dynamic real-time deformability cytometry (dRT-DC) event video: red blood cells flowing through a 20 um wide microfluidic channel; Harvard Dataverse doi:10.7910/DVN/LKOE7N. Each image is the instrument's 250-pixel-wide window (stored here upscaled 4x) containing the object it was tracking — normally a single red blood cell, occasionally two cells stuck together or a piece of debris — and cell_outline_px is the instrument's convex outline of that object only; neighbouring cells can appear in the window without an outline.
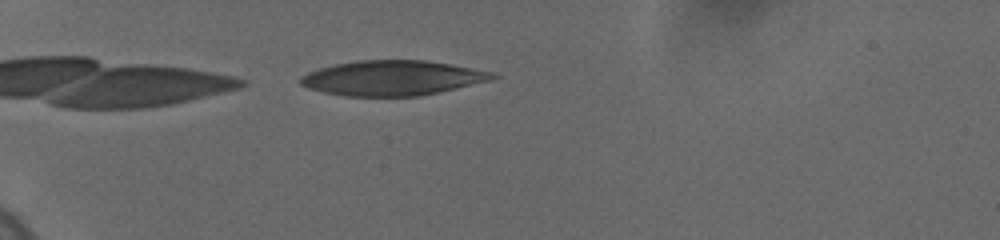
{"species": "human", "species_latin": "Homo sapiens", "temperature_condition": "cold", "stored_images_in_passage": 36, "camera_frame_rate_fps": 3000, "um_per_image_px": 0.085, "donor": {"sex": "female"}, "frame": {"image": 1, "passage_image": 1, "time_ms": 0.0, "image_size_px": [1000, 240], "cell_outline_px": [[500, 76], [492, 80], [420, 96], [344, 96], [324, 92], [308, 88], [300, 84], [296, 80], [300, 76], [308, 72], [320, 68], [336, 64], [356, 60], [424, 60], [496, 72]], "centroid_in_image_um": [33.34, 6.63], "position_along_channel_um": 51.7, "area_um2": 39.19}}
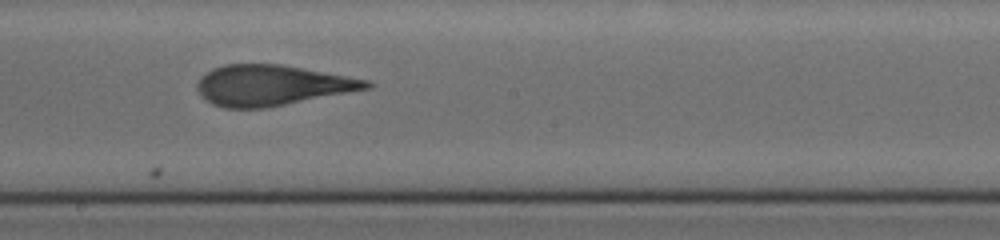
{"frame": {"image": 2, "passage_image": 17, "time_ms": 5.667, "image_size_px": [1000, 240], "cell_outline_px": [[376, 84], [372, 88], [264, 108], [224, 108], [212, 104], [196, 88], [196, 84], [212, 68], [224, 64], [280, 64], [372, 80]], "centroid_in_image_um": [23.18, 7.24], "position_along_channel_um": 225.0, "area_um2": 39.82}}
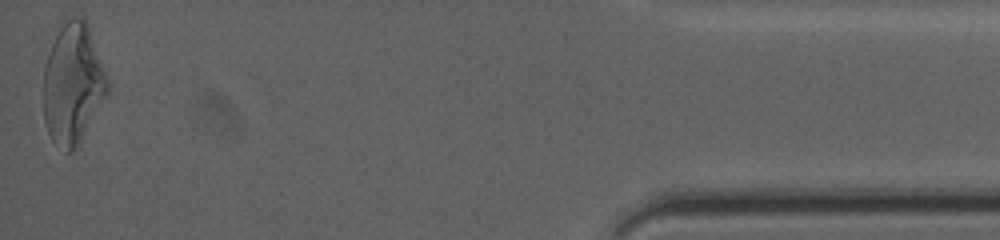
{"frame": {"image": 3, "passage_image": 36, "time_ms": 13.0, "image_size_px": [1000, 240], "cell_outline_px": [[108, 92], [80, 140], [72, 152], [68, 152], [52, 140], [44, 124], [44, 68], [60, 20], [72, 16], [80, 16], [88, 24], [108, 80]], "centroid_in_image_um": [6.17, 7.05], "position_along_channel_um": 429.0, "area_um2": 44.56}, "authors_computed_cell_mechanics": {"area_um2": 40.8646, "velocity_mm_per_s": 3.6764, "shape_relaxation_time_tau1_ms": 7.4252, "shape_relaxation_time_tau2_ms": 1.3143, "deformation_change_tau1": 0.2172, "deformation_change_tau2": 0.1183}}